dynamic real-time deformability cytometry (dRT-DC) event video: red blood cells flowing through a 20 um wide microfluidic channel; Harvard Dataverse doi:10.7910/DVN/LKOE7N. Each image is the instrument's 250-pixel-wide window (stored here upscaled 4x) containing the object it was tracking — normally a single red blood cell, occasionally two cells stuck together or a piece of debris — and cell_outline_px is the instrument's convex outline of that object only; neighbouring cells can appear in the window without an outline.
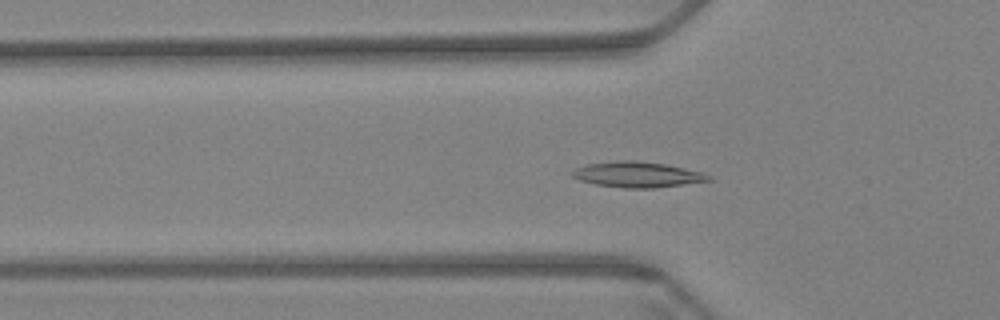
{"species": "Egyptian fruit bat (a non-hibernating species)", "species_latin": "Rousettus aegyptiacus", "temperature_condition": "warm", "stored_images_in_passage": 61, "camera_frame_rate_fps": 3000, "um_per_image_px": 0.085, "animal": {"sex": "female"}, "frame": {"image": 1, "passage_image": 21, "time_ms": 6.667, "image_size_px": [1000, 320], "cell_outline_px": [[712, 180], [652, 188], [624, 188], [596, 184], [580, 180], [572, 176], [572, 172], [576, 168], [588, 164], [616, 160], [636, 160], [664, 164], [684, 168], [700, 172], [712, 176]], "centroid_in_image_um": [54.16, 14.83], "position_along_channel_um": 71.6, "area_um2": 20.06}}
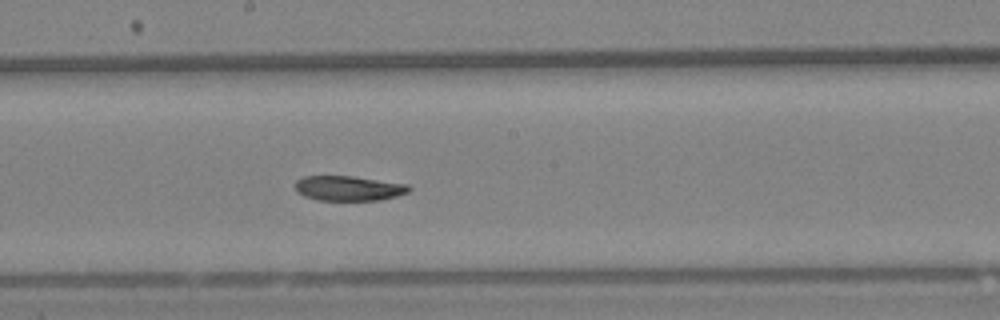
{"frame": {"image": 2, "passage_image": 34, "time_ms": 11.0, "image_size_px": [1000, 320], "cell_outline_px": [[412, 188], [408, 192], [396, 196], [380, 200], [316, 200], [304, 196], [296, 192], [296, 180], [304, 176], [352, 176], [408, 184]], "centroid_in_image_um": [29.63, 16.0], "position_along_channel_um": 218.6, "area_um2": 16.53}}
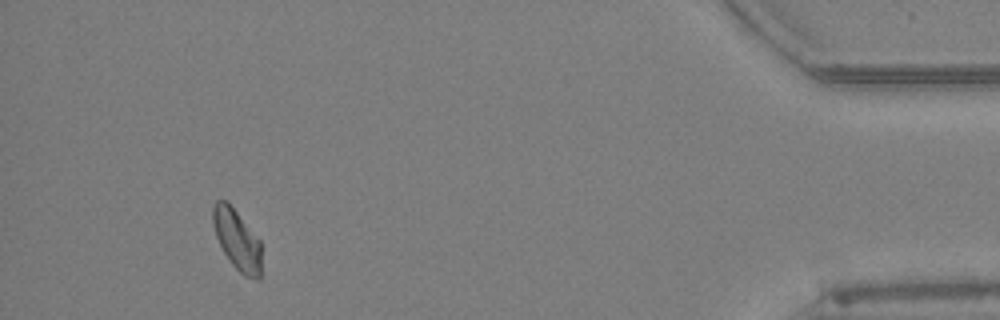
{"frame": {"image": 3, "passage_image": 57, "time_ms": 18.667, "image_size_px": [1000, 320], "cell_outline_px": [[260, 280], [256, 280], [244, 276], [232, 264], [224, 252], [216, 236], [212, 224], [212, 208], [216, 200], [224, 200], [236, 212], [260, 240]], "centroid_in_image_um": [20.13, 20.4], "position_along_channel_um": 415.1, "area_um2": 16.76}}